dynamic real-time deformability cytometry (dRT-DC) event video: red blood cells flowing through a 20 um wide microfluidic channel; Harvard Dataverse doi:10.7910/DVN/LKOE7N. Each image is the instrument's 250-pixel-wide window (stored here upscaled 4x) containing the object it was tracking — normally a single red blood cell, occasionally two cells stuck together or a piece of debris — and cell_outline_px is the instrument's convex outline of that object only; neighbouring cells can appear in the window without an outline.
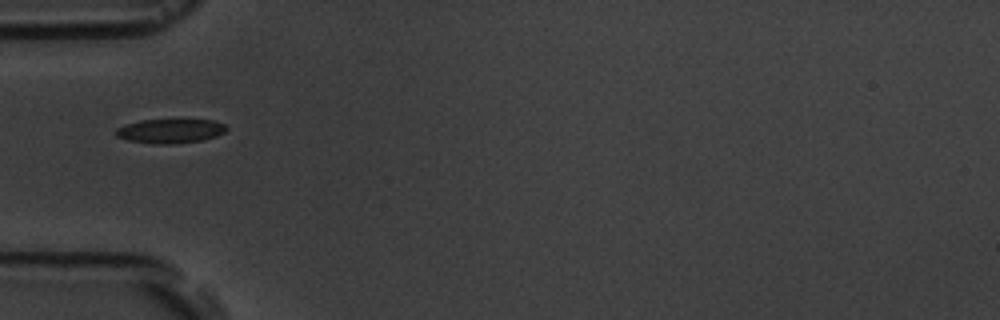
{"species": "common noctule bat (a hibernating species)", "species_latin": "Nyctalus noctula", "temperature_condition": "room temperature", "stored_images_in_passage": 3, "camera_frame_rate_fps": 3000, "um_per_image_px": 0.085, "animal": {"sex": "male", "body_mass_g": 19.5, "forearm_length_mm": 54.6}, "frame": {"image": 1, "passage_image": 1, "time_ms": 0.0, "image_size_px": [1000, 320], "cell_outline_px": [[228, 128], [224, 132], [216, 136], [200, 140], [176, 144], [152, 144], [128, 140], [116, 136], [116, 128], [124, 124], [140, 120], [184, 116], [216, 120], [224, 124]], "centroid_in_image_um": [14.51, 11.07], "position_along_channel_um": 70.5, "area_um2": 16.76}}
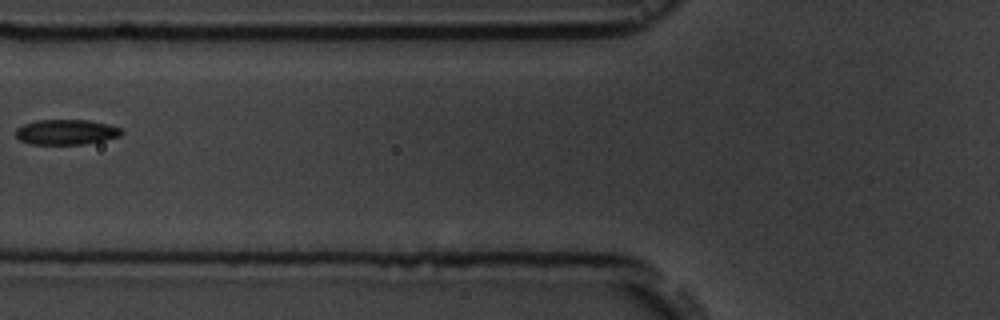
{"frame": {"image": 2, "passage_image": 2, "time_ms": 1.333, "image_size_px": [1000, 320], "cell_outline_px": [[124, 132], [120, 136], [104, 140], [84, 144], [28, 144], [20, 140], [16, 136], [16, 128], [24, 124], [36, 120], [88, 120], [108, 124], [120, 128]], "centroid_in_image_um": [5.62, 11.22], "position_along_channel_um": 120.2, "area_um2": 15.55}}
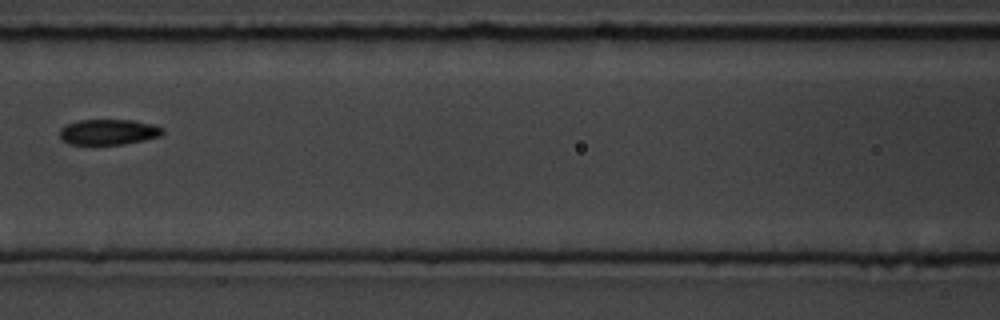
{"frame": {"image": 3, "passage_image": 3, "time_ms": 2.333, "image_size_px": [1000, 320], "cell_outline_px": [[164, 132], [160, 136], [144, 140], [124, 144], [68, 144], [60, 136], [60, 128], [68, 124], [80, 120], [132, 120], [152, 124], [164, 128]], "centroid_in_image_um": [9.25, 11.22], "position_along_channel_um": 157.4, "area_um2": 15.2}}